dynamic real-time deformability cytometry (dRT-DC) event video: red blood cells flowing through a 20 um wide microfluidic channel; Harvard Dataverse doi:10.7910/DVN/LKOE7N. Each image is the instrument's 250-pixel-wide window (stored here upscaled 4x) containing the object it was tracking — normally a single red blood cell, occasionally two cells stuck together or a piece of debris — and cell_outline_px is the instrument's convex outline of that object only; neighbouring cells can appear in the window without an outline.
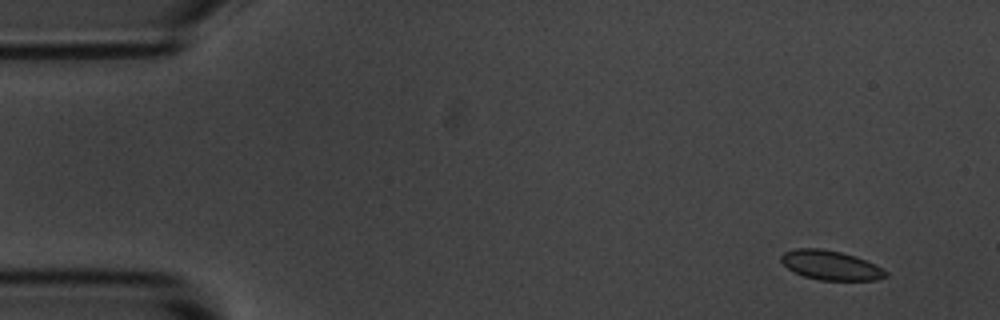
{"species": "common noctule bat (a hibernating species)", "species_latin": "Nyctalus noctula", "temperature_condition": "room temperature", "stored_images_in_passage": 4, "camera_frame_rate_fps": 3000, "um_per_image_px": 0.085, "animal": {"sex": "male", "body_mass_g": 20.1, "forearm_length_mm": 53.5}, "frame": {"image": 1, "passage_image": 1, "time_ms": 0.0, "image_size_px": [1000, 320], "cell_outline_px": [[888, 276], [876, 280], [820, 280], [804, 276], [788, 268], [780, 260], [780, 256], [784, 252], [796, 248], [820, 248], [840, 252], [856, 256], [888, 272]], "centroid_in_image_um": [70.58, 22.54], "position_along_channel_um": 14.4, "area_um2": 17.69}}
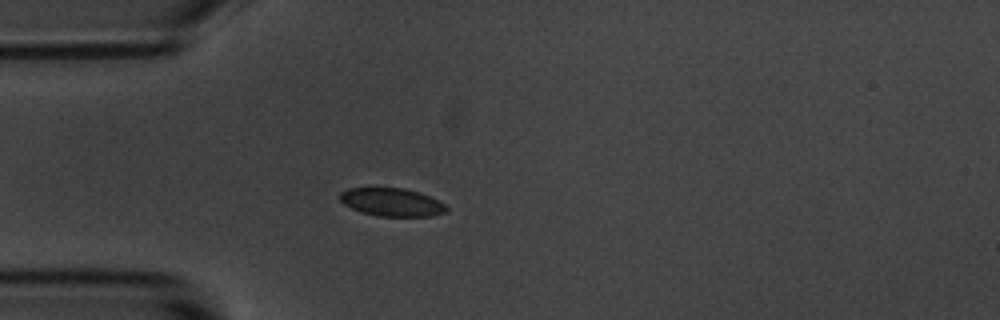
{"frame": {"image": 2, "passage_image": 4, "time_ms": 3.667, "image_size_px": [1000, 320], "cell_outline_px": [[448, 208], [444, 212], [432, 216], [376, 216], [360, 212], [344, 204], [340, 200], [340, 192], [348, 188], [404, 188], [420, 192], [444, 204]], "centroid_in_image_um": [33.27, 17.18], "position_along_channel_um": 51.7, "area_um2": 17.34}}